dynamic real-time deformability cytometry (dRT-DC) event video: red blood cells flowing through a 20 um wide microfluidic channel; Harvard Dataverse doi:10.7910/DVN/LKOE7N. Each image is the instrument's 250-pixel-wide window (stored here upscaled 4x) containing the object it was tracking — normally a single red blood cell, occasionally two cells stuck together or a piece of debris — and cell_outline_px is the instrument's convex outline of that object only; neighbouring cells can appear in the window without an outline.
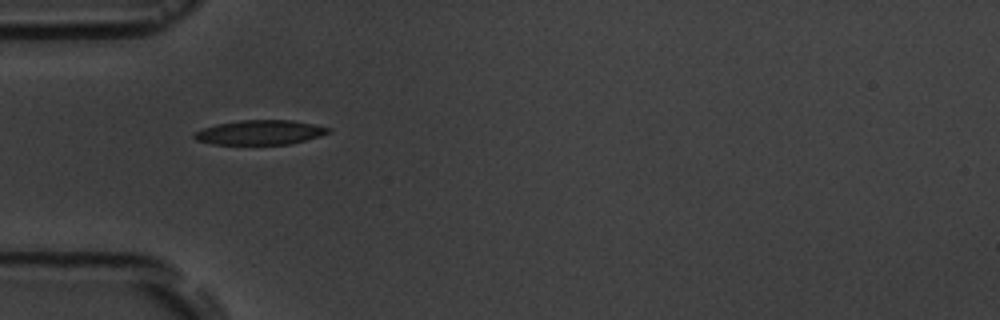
{"species": "common noctule bat (a hibernating species)", "species_latin": "Nyctalus noctula", "temperature_condition": "room temperature", "stored_images_in_passage": 5, "camera_frame_rate_fps": 3000, "um_per_image_px": 0.085, "animal": {"sex": "male", "body_mass_g": 19.5, "forearm_length_mm": 54.6}, "frame": {"image": 1, "passage_image": 4, "time_ms": 4.333, "image_size_px": [1000, 320], "cell_outline_px": [[332, 132], [320, 136], [292, 144], [212, 144], [196, 140], [192, 136], [196, 132], [204, 128], [216, 124], [240, 120], [292, 120], [332, 128]], "centroid_in_image_um": [22.13, 11.25], "position_along_channel_um": 62.9, "area_um2": 19.19}}
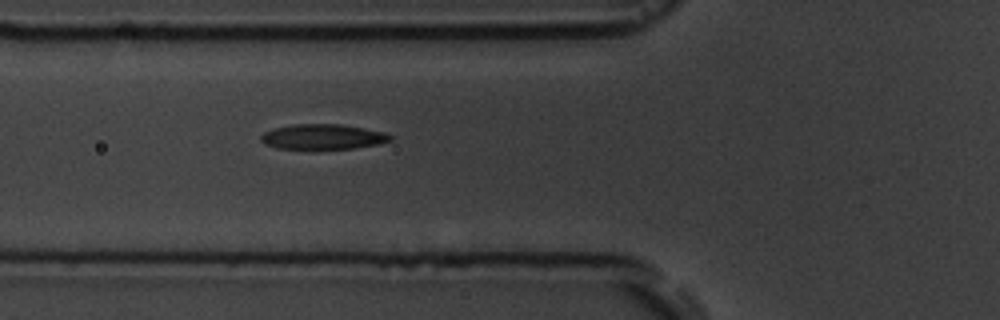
{"frame": {"image": 2, "passage_image": 5, "time_ms": 5.333, "image_size_px": [1000, 320], "cell_outline_px": [[392, 140], [376, 144], [352, 148], [276, 148], [264, 144], [260, 140], [260, 136], [264, 132], [272, 128], [292, 124], [340, 124], [364, 128], [384, 132], [392, 136]], "centroid_in_image_um": [27.39, 11.61], "position_along_channel_um": 98.4, "area_um2": 18.79}}